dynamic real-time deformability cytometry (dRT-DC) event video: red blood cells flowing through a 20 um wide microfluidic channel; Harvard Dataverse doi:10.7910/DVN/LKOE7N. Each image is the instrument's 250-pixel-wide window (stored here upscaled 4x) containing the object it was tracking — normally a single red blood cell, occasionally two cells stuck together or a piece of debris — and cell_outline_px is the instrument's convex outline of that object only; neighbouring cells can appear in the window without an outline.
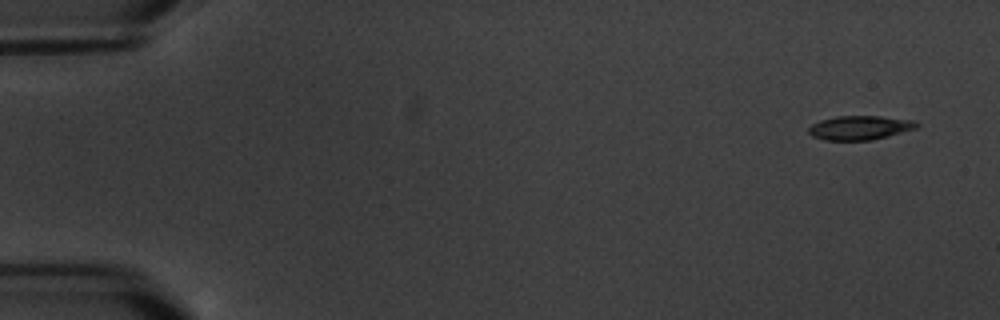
{"species": "common noctule bat (a hibernating species)", "species_latin": "Nyctalus noctula", "temperature_condition": "warm", "stored_images_in_passage": 12, "camera_frame_rate_fps": 3000, "um_per_image_px": 0.085, "animal": {"sex": "male", "body_mass_g": 20.1, "forearm_length_mm": 53.5}, "frame": {"image": 1, "passage_image": 1, "time_ms": 0.0, "image_size_px": [1000, 320], "cell_outline_px": [[920, 124], [916, 128], [888, 136], [872, 140], [824, 140], [812, 136], [808, 132], [808, 128], [812, 124], [820, 120], [836, 116], [880, 116], [912, 120]], "centroid_in_image_um": [73.06, 10.85], "position_along_channel_um": 11.9, "area_um2": 15.14}}
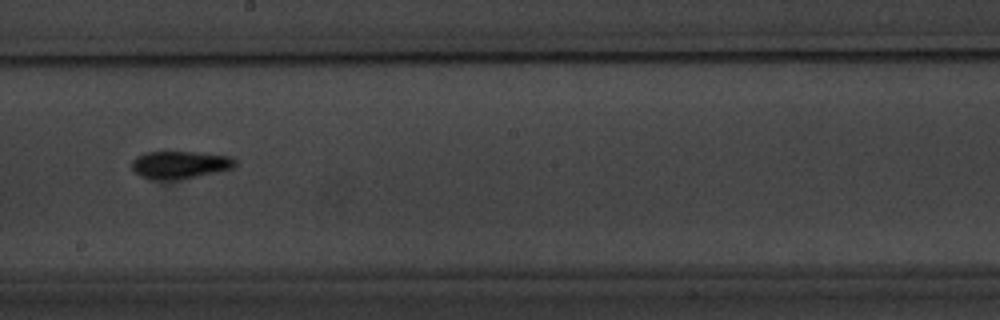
{"frame": {"image": 2, "passage_image": 10, "time_ms": 10.333, "image_size_px": [1000, 320], "cell_outline_px": [[236, 164], [232, 168], [216, 172], [180, 180], [148, 180], [140, 176], [132, 168], [132, 160], [136, 156], [144, 152], [196, 152], [232, 156], [236, 160]], "centroid_in_image_um": [15.27, 14.01], "position_along_channel_um": 232.9, "area_um2": 16.88}}